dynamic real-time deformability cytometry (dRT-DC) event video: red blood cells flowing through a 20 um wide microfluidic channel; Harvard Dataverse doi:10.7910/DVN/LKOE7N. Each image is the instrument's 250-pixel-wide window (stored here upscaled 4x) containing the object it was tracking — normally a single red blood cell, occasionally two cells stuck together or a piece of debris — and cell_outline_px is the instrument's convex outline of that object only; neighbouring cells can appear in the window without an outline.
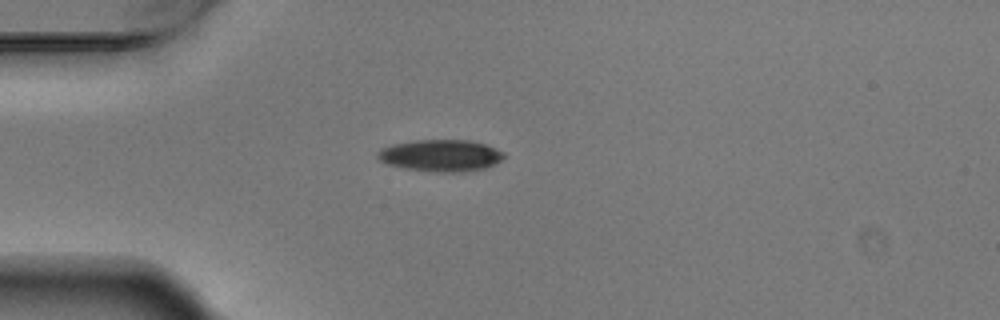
{"species": "Egyptian fruit bat (a non-hibernating species)", "species_latin": "Rousettus aegyptiacus", "temperature_condition": "warm", "stored_images_in_passage": 3, "camera_frame_rate_fps": 3000, "um_per_image_px": 0.085, "animal": {"sex": "male"}, "frame": {"image": 1, "passage_image": 1, "time_ms": 0.0, "image_size_px": [1000, 320], "cell_outline_px": [[504, 156], [496, 164], [484, 168], [460, 172], [436, 172], [404, 168], [388, 164], [380, 160], [376, 156], [376, 152], [380, 148], [392, 144], [416, 140], [468, 140], [484, 144], [504, 152]], "centroid_in_image_um": [37.42, 13.21], "position_along_channel_um": 47.6, "area_um2": 23.35}}
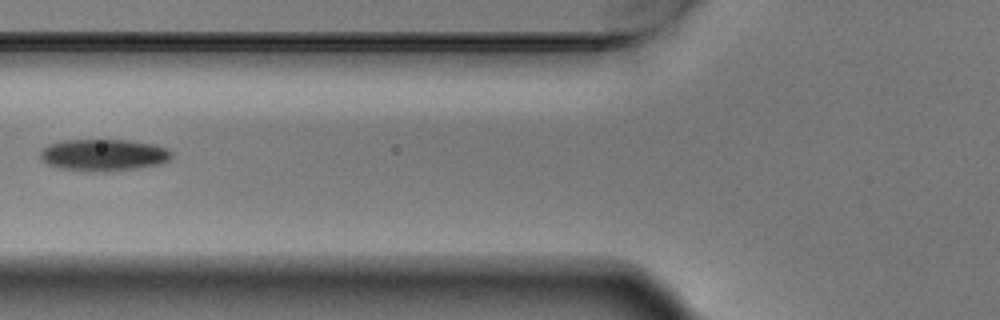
{"frame": {"image": 2, "passage_image": 3, "time_ms": 0.667, "image_size_px": [1000, 320], "cell_outline_px": [[172, 156], [168, 160], [160, 164], [140, 168], [108, 172], [104, 172], [60, 168], [48, 164], [40, 160], [40, 148], [48, 144], [64, 140], [128, 140], [156, 144], [168, 148], [172, 152]], "centroid_in_image_um": [8.81, 13.17], "position_along_channel_um": 117.0, "area_um2": 24.68}}